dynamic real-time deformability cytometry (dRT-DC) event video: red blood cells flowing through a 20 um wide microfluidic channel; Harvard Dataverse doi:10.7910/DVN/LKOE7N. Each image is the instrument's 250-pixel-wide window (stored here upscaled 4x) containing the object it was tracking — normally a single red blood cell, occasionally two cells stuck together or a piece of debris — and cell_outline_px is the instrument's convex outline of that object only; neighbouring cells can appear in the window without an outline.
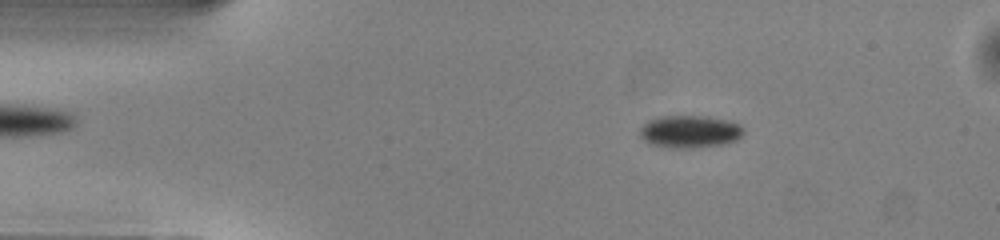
{"species": "common noctule bat (a hibernating species)", "species_latin": "Nyctalus noctula", "temperature_condition": "warm", "stored_images_in_passage": 49, "camera_frame_rate_fps": 3000, "um_per_image_px": 0.085, "animal": {"sex": "male", "body_mass_g": 13.0, "forearm_length_mm": 53.1}, "frame": {"image": 1, "passage_image": 7, "time_ms": 2.0, "image_size_px": [1000, 240], "cell_outline_px": [[744, 132], [736, 140], [724, 144], [692, 148], [668, 148], [652, 144], [644, 140], [640, 136], [640, 128], [648, 120], [664, 116], [708, 116], [732, 120], [740, 124], [744, 128]], "centroid_in_image_um": [58.67, 11.18], "position_along_channel_um": 26.3, "area_um2": 19.83}}
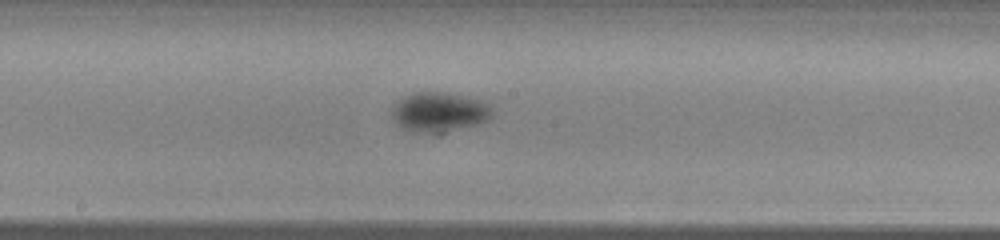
{"frame": {"image": 2, "passage_image": 25, "time_ms": 8.0, "image_size_px": [1000, 240], "cell_outline_px": [[492, 116], [488, 120], [440, 136], [436, 136], [412, 132], [404, 128], [392, 120], [392, 104], [396, 100], [404, 96], [416, 92], [444, 92], [480, 100], [488, 104], [492, 108]], "centroid_in_image_um": [37.29, 9.58], "position_along_channel_um": 210.9, "area_um2": 23.93}}
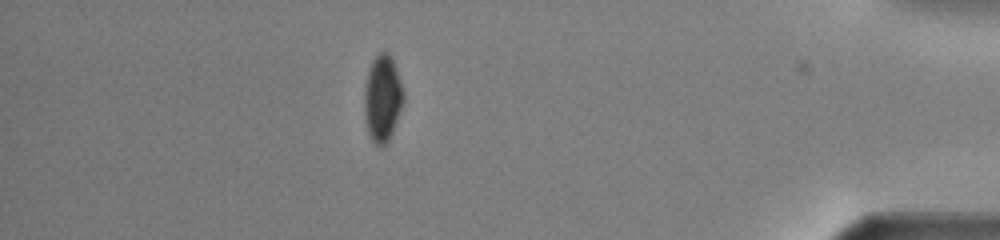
{"frame": {"image": 3, "passage_image": 43, "time_ms": 14.0, "image_size_px": [1000, 240], "cell_outline_px": [[404, 100], [392, 132], [384, 148], [376, 144], [372, 140], [368, 132], [364, 116], [364, 92], [368, 72], [372, 60], [380, 52], [388, 52], [396, 68], [404, 92]], "centroid_in_image_um": [32.5, 8.38], "position_along_channel_um": 402.7, "area_um2": 19.59}, "authors_computed_cell_mechanics": {"area_um2": 20.0566, "velocity_mm_per_s": 4.0444, "shape_relaxation_time_tau1_ms": 2.8447, "shape_relaxation_time_tau2_ms": null, "deformation_change_tau1": 0.0863, "deformation_change_tau2": null}}